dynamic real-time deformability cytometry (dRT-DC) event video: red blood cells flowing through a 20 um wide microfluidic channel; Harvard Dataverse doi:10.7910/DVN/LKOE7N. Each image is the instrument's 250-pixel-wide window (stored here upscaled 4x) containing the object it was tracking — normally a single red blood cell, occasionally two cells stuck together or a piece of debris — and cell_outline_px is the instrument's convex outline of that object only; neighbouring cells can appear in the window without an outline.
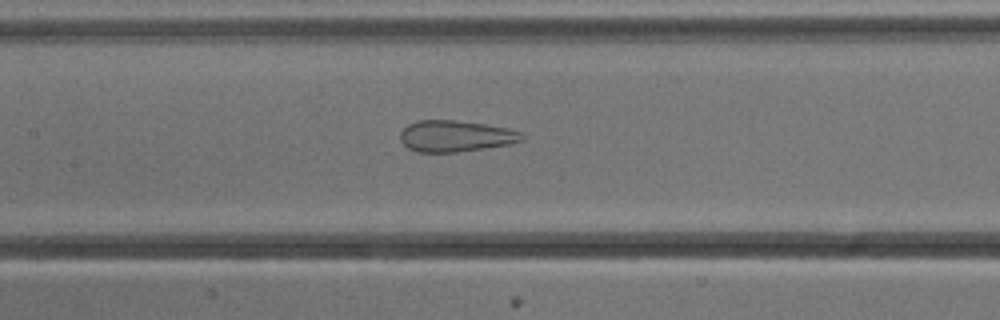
{"species": "common noctule bat (a hibernating species)", "species_latin": "Nyctalus noctula", "temperature_condition": "cold", "stored_images_in_passage": 52, "camera_frame_rate_fps": 3000, "um_per_image_px": 0.085, "animal": {"sex": "male", "body_mass_g": 13.3}, "frame": {"image": 1, "passage_image": 24, "time_ms": 7.667, "image_size_px": [1000, 320], "cell_outline_px": [[524, 140], [508, 144], [484, 148], [456, 152], [416, 152], [408, 148], [400, 140], [400, 132], [408, 124], [416, 120], [456, 120], [484, 124], [508, 128], [524, 132]], "centroid_in_image_um": [38.72, 11.56], "position_along_channel_um": 168.7, "area_um2": 22.31}}
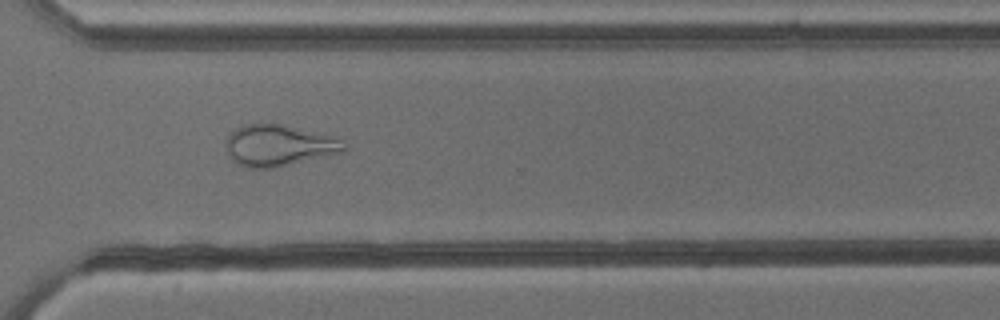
{"frame": {"image": 2, "passage_image": 38, "time_ms": 12.333, "image_size_px": [1000, 320], "cell_outline_px": [[348, 148], [344, 152], [276, 168], [248, 168], [236, 164], [232, 160], [224, 144], [224, 140], [228, 132], [232, 128], [240, 124], [280, 124], [340, 140], [348, 144]], "centroid_in_image_um": [23.59, 12.38], "position_along_channel_um": 347.0, "area_um2": 28.55}}
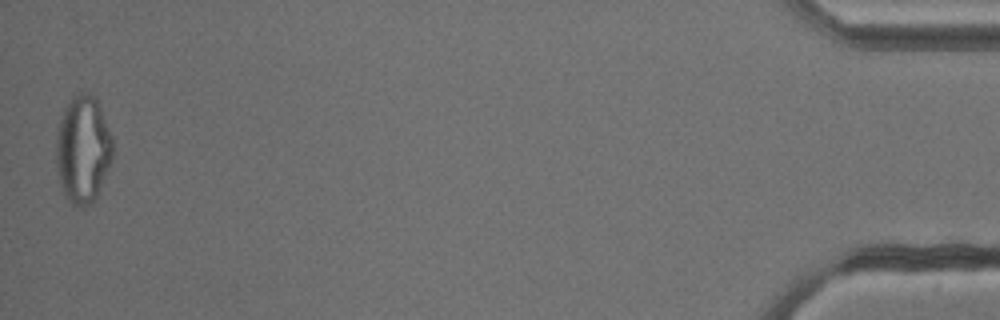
{"frame": {"image": 3, "passage_image": 52, "time_ms": 17.0, "image_size_px": [1000, 320], "cell_outline_px": [[112, 160], [96, 196], [88, 204], [80, 208], [76, 208], [64, 196], [60, 184], [56, 164], [56, 132], [64, 108], [72, 96], [80, 92], [84, 92], [96, 96], [112, 136]], "centroid_in_image_um": [7.03, 12.68], "position_along_channel_um": 428.2, "area_um2": 35.6}}